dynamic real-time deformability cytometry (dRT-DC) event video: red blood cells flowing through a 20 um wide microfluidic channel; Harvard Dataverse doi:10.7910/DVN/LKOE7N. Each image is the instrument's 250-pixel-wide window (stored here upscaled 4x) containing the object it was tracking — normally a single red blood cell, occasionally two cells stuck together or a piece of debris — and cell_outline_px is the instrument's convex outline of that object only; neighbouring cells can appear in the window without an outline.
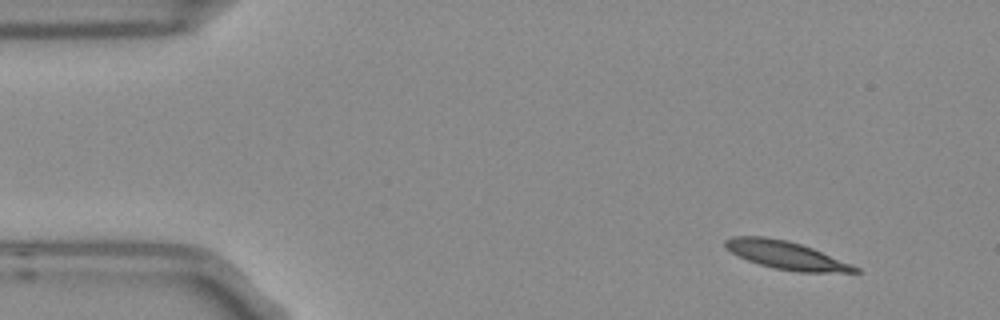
{"species": "Egyptian fruit bat (a non-hibernating species)", "species_latin": "Rousettus aegyptiacus", "temperature_condition": "room temperature", "stored_images_in_passage": 4, "camera_frame_rate_fps": 3000, "um_per_image_px": 0.085, "frame": {"image": 1, "passage_image": 1, "time_ms": 0.0, "image_size_px": [1000, 320], "cell_outline_px": [[860, 272], [800, 272], [776, 268], [760, 264], [748, 260], [724, 248], [724, 240], [732, 236], [764, 236], [788, 240], [812, 248], [852, 264], [860, 268]], "centroid_in_image_um": [66.8, 21.67], "position_along_channel_um": 18.2, "area_um2": 20.98}}
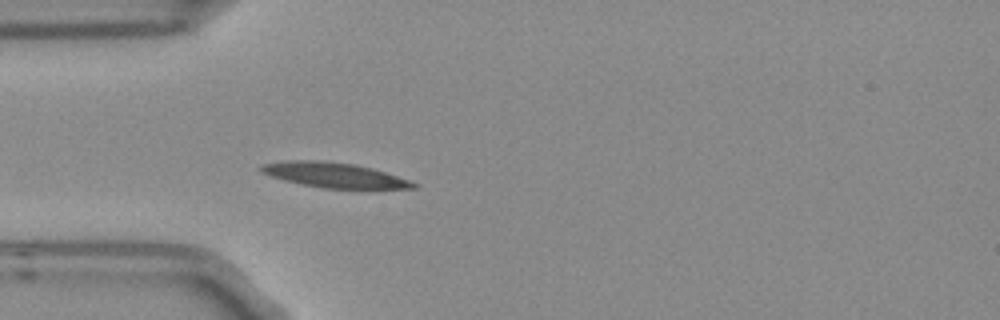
{"frame": {"image": 2, "passage_image": 4, "time_ms": 1.0, "image_size_px": [1000, 320], "cell_outline_px": [[420, 184], [416, 188], [320, 188], [300, 184], [284, 180], [260, 172], [260, 168], [264, 164], [288, 160], [312, 160], [352, 164], [372, 168]], "centroid_in_image_um": [28.38, 14.89], "position_along_channel_um": 56.6, "area_um2": 21.73}}